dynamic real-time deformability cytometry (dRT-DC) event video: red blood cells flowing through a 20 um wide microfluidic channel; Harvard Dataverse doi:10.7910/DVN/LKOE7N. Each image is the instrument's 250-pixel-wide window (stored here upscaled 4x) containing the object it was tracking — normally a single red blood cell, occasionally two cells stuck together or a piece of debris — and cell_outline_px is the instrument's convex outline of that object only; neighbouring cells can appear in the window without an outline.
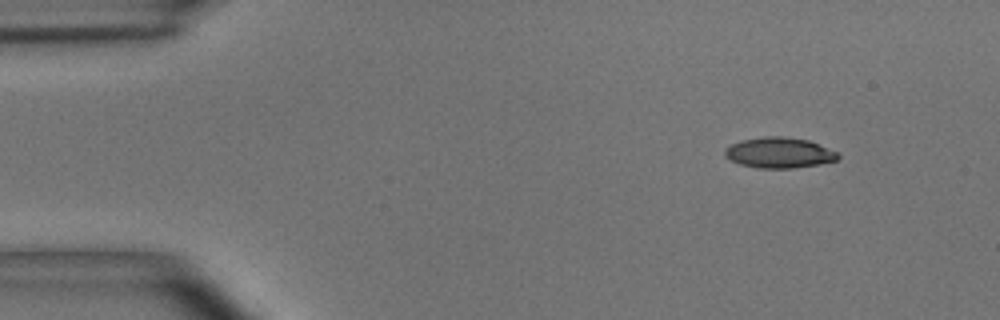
{"species": "common noctule bat (a hibernating species)", "species_latin": "Nyctalus noctula", "temperature_condition": "room temperature", "stored_images_in_passage": 4, "camera_frame_rate_fps": 3000, "um_per_image_px": 0.085, "animal": {"sex": "male", "body_mass_g": 15.6}, "frame": {"image": 1, "passage_image": 1, "time_ms": 0.0, "image_size_px": [1000, 320], "cell_outline_px": [[840, 156], [836, 160], [816, 164], [792, 168], [756, 168], [740, 164], [724, 156], [724, 148], [740, 140], [764, 136], [780, 136], [808, 140], [836, 152]], "centroid_in_image_um": [66.16, 12.97], "position_along_channel_um": 18.8, "area_um2": 19.94}}